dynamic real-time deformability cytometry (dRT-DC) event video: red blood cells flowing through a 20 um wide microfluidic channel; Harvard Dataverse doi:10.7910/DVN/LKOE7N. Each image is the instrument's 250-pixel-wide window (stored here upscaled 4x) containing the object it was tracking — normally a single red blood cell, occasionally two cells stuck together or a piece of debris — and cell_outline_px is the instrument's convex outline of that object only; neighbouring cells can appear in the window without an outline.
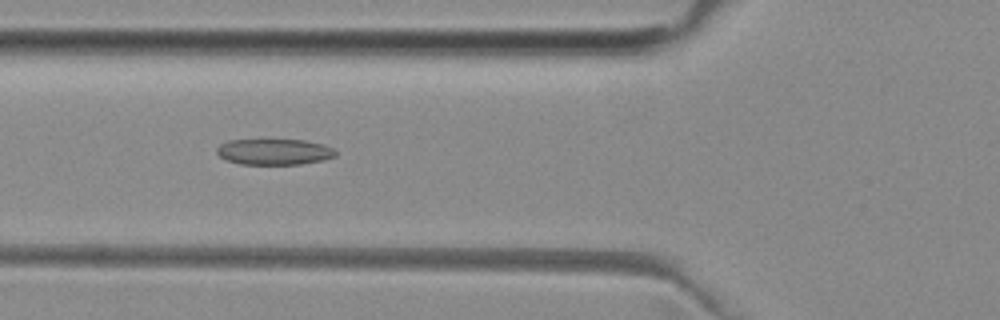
{"species": "common noctule bat (a hibernating species)", "species_latin": "Nyctalus noctula", "temperature_condition": "room temperature", "stored_images_in_passage": 51, "camera_frame_rate_fps": 3000, "um_per_image_px": 0.085, "animal": {"sex": "female", "body_mass_g": 29.2, "forearm_length_mm": 56.3}, "frame": {"image": 1, "passage_image": 18, "time_ms": 5.667, "image_size_px": [1000, 320], "cell_outline_px": [[336, 156], [324, 160], [300, 164], [240, 164], [228, 160], [220, 156], [216, 152], [216, 148], [220, 144], [228, 140], [304, 140], [324, 144], [332, 148], [336, 152]], "centroid_in_image_um": [23.32, 12.9], "position_along_channel_um": 102.5, "area_um2": 17.92}}
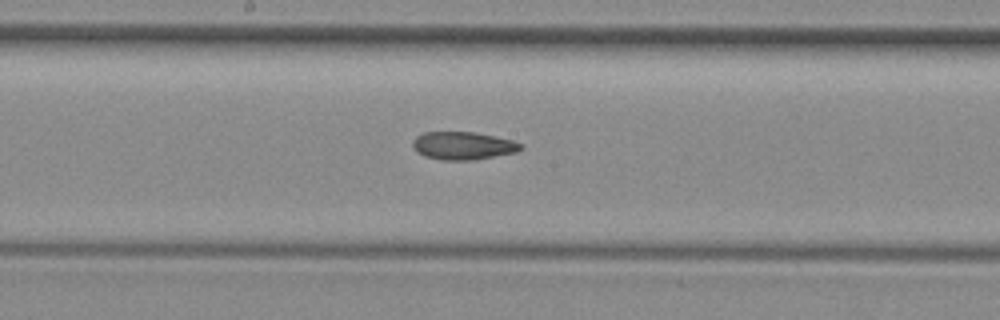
{"frame": {"image": 2, "passage_image": 26, "time_ms": 8.333, "image_size_px": [1000, 320], "cell_outline_px": [[524, 148], [516, 152], [472, 160], [444, 160], [424, 156], [416, 152], [412, 148], [412, 140], [416, 136], [424, 132], [476, 132], [512, 140], [524, 144]], "centroid_in_image_um": [39.34, 12.38], "position_along_channel_um": 208.9, "area_um2": 17.69}}
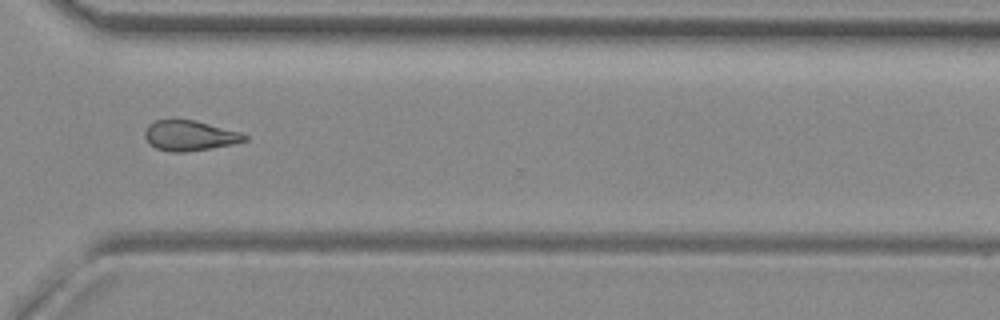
{"frame": {"image": 3, "passage_image": 37, "time_ms": 12.0, "image_size_px": [1000, 320], "cell_outline_px": [[248, 140], [232, 144], [184, 152], [172, 152], [156, 148], [144, 136], [144, 132], [148, 124], [156, 120], [172, 116], [176, 116], [196, 120], [240, 132], [248, 136]], "centroid_in_image_um": [16.09, 11.46], "position_along_channel_um": 354.5, "area_um2": 17.98}, "authors_computed_cell_mechanics": {"area_um2": 18.1492, "velocity_mm_per_s": 3.9804, "shape_relaxation_time_tau1_ms": null, "shape_relaxation_time_tau2_ms": 4.8, "deformation_change_tau1": null, "deformation_change_tau2": 0.1365}}